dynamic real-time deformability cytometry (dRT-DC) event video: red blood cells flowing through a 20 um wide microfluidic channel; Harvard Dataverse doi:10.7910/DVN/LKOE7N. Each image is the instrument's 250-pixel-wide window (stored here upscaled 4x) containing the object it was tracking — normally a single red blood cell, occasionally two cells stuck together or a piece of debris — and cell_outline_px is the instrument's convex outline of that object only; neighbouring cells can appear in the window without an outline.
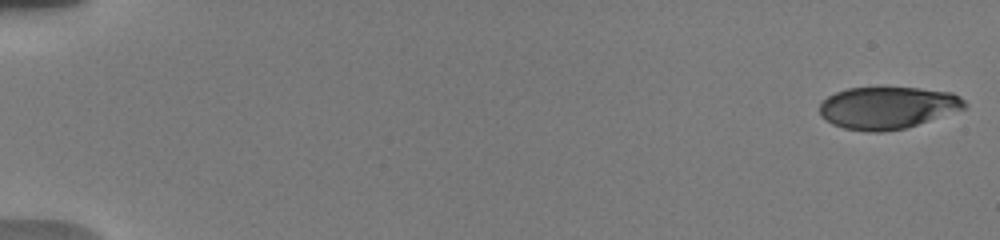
{"species": "human", "species_latin": "Homo sapiens", "temperature_condition": "warm", "stored_images_in_passage": 28, "camera_frame_rate_fps": 3000, "um_per_image_px": 0.085, "donor": {"sex": "male"}, "frame": {"image": 1, "passage_image": 1, "time_ms": 0.0, "image_size_px": [1000, 240], "cell_outline_px": [[968, 104], [964, 108], [904, 128], [880, 132], [868, 132], [844, 128], [832, 124], [820, 116], [820, 104], [828, 96], [836, 92], [848, 88], [920, 88], [952, 92], [960, 96]], "centroid_in_image_um": [75.42, 9.15], "position_along_channel_um": 9.6, "area_um2": 35.26}}
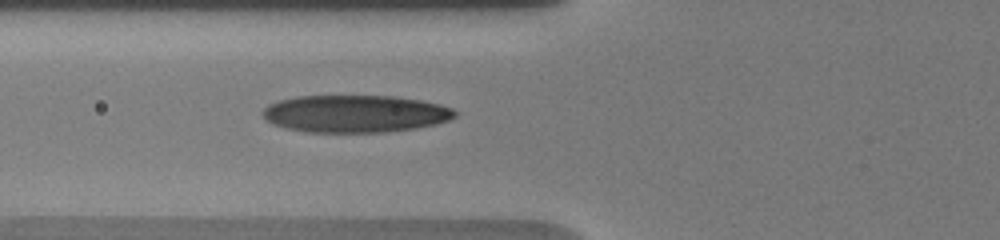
{"frame": {"image": 2, "passage_image": 17, "time_ms": 7.0, "image_size_px": [1000, 240], "cell_outline_px": [[456, 116], [448, 120], [436, 124], [416, 128], [380, 132], [308, 132], [288, 128], [272, 124], [264, 120], [260, 112], [268, 104], [280, 100], [296, 96], [392, 96], [420, 100], [440, 104], [452, 108], [456, 112]], "centroid_in_image_um": [30.15, 9.66], "position_along_channel_um": 95.6, "area_um2": 41.91}}
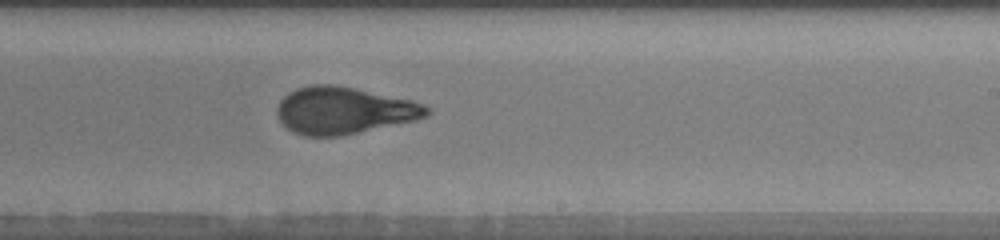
{"frame": {"image": 3, "passage_image": 28, "time_ms": 11.333, "image_size_px": [1000, 240], "cell_outline_px": [[432, 112], [428, 116], [416, 120], [340, 136], [304, 136], [292, 132], [280, 120], [276, 112], [276, 108], [280, 100], [288, 92], [296, 88], [312, 84], [336, 84], [412, 100], [424, 104], [432, 108]], "centroid_in_image_um": [29.24, 9.38], "position_along_channel_um": 259.8, "area_um2": 41.33}}